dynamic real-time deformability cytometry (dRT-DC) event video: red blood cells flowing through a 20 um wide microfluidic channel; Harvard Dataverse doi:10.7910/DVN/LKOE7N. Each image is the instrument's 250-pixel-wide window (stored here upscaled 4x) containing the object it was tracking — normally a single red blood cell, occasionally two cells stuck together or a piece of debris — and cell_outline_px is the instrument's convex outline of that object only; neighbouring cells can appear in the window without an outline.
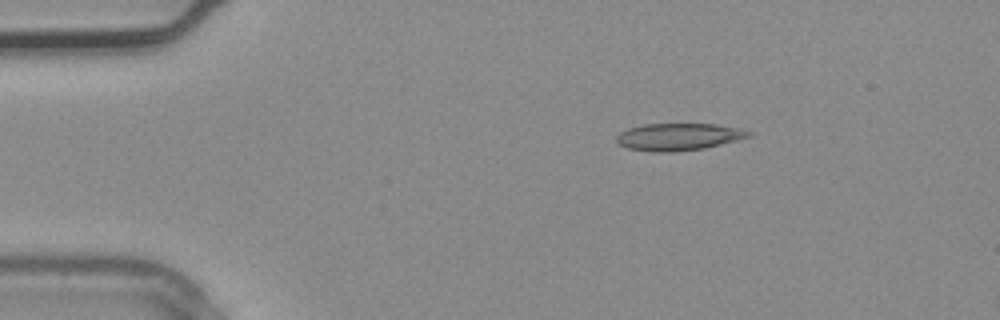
{"species": "common noctule bat (a hibernating species)", "species_latin": "Nyctalus noctula", "temperature_condition": "warm", "stored_images_in_passage": 3, "camera_frame_rate_fps": 3000, "um_per_image_px": 0.085, "animal": {"sex": "male", "body_mass_g": 20.4}, "frame": {"image": 1, "passage_image": 2, "time_ms": 0.333, "image_size_px": [1000, 320], "cell_outline_px": [[752, 132], [748, 136], [736, 140], [704, 148], [676, 152], [652, 152], [628, 148], [616, 144], [616, 136], [620, 132], [628, 128], [644, 124], [716, 124], [736, 128]], "centroid_in_image_um": [57.59, 11.63], "position_along_channel_um": 27.4, "area_um2": 20.81}}